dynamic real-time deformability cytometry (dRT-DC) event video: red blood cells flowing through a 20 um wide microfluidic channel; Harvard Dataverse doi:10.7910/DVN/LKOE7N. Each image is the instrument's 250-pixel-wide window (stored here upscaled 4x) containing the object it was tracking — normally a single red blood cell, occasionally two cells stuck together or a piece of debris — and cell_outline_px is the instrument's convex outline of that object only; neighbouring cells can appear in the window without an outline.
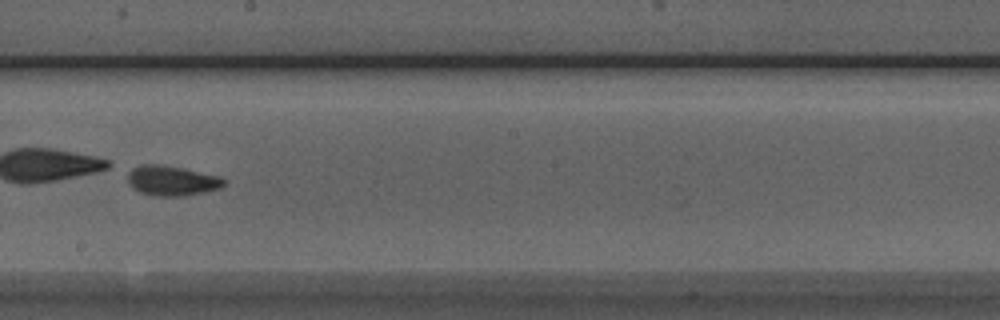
{"species": "Egyptian fruit bat (a non-hibernating species)", "species_latin": "Rousettus aegyptiacus", "temperature_condition": "room temperature", "stored_images_in_passage": 48, "camera_frame_rate_fps": 3000, "um_per_image_px": 0.085, "animal": {"sex": "male"}, "frame": {"image": 1, "passage_image": 28, "time_ms": 9.0, "image_size_px": [1000, 320], "cell_outline_px": [[224, 184], [220, 188], [204, 192], [184, 196], [156, 196], [140, 192], [132, 188], [128, 184], [128, 172], [132, 168], [140, 164], [160, 164], [220, 176], [224, 180]], "centroid_in_image_um": [14.56, 15.36], "position_along_channel_um": 233.6, "area_um2": 16.76}}